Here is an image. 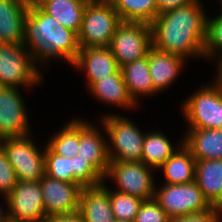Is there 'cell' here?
I'll use <instances>...</instances> for the list:
<instances>
[{"mask_svg":"<svg viewBox=\"0 0 222 222\" xmlns=\"http://www.w3.org/2000/svg\"><path fill=\"white\" fill-rule=\"evenodd\" d=\"M119 67L148 55L152 48V29L147 23L122 22L109 45Z\"/></svg>","mask_w":222,"mask_h":222,"instance_id":"ba28073f","label":"cell"},{"mask_svg":"<svg viewBox=\"0 0 222 222\" xmlns=\"http://www.w3.org/2000/svg\"><path fill=\"white\" fill-rule=\"evenodd\" d=\"M121 23L119 15L108 0L87 3L78 33L79 47H109Z\"/></svg>","mask_w":222,"mask_h":222,"instance_id":"3957f363","label":"cell"},{"mask_svg":"<svg viewBox=\"0 0 222 222\" xmlns=\"http://www.w3.org/2000/svg\"><path fill=\"white\" fill-rule=\"evenodd\" d=\"M28 7L22 0H0V44L24 43Z\"/></svg>","mask_w":222,"mask_h":222,"instance_id":"2e32d148","label":"cell"},{"mask_svg":"<svg viewBox=\"0 0 222 222\" xmlns=\"http://www.w3.org/2000/svg\"><path fill=\"white\" fill-rule=\"evenodd\" d=\"M104 178L87 162L76 155L74 157V183L82 187H95L103 183Z\"/></svg>","mask_w":222,"mask_h":222,"instance_id":"f546056e","label":"cell"},{"mask_svg":"<svg viewBox=\"0 0 222 222\" xmlns=\"http://www.w3.org/2000/svg\"><path fill=\"white\" fill-rule=\"evenodd\" d=\"M45 152V174L59 181L74 183V157L55 154L48 146Z\"/></svg>","mask_w":222,"mask_h":222,"instance_id":"83f0119b","label":"cell"},{"mask_svg":"<svg viewBox=\"0 0 222 222\" xmlns=\"http://www.w3.org/2000/svg\"><path fill=\"white\" fill-rule=\"evenodd\" d=\"M79 152L77 155L87 162L104 178L110 163L108 143L90 123L79 120Z\"/></svg>","mask_w":222,"mask_h":222,"instance_id":"9a60e30c","label":"cell"},{"mask_svg":"<svg viewBox=\"0 0 222 222\" xmlns=\"http://www.w3.org/2000/svg\"><path fill=\"white\" fill-rule=\"evenodd\" d=\"M169 217L154 199L144 200L134 222H169Z\"/></svg>","mask_w":222,"mask_h":222,"instance_id":"1f68e13d","label":"cell"},{"mask_svg":"<svg viewBox=\"0 0 222 222\" xmlns=\"http://www.w3.org/2000/svg\"><path fill=\"white\" fill-rule=\"evenodd\" d=\"M18 180L13 166L8 161L6 152L0 144V192L7 196L16 186Z\"/></svg>","mask_w":222,"mask_h":222,"instance_id":"d6a6232c","label":"cell"},{"mask_svg":"<svg viewBox=\"0 0 222 222\" xmlns=\"http://www.w3.org/2000/svg\"><path fill=\"white\" fill-rule=\"evenodd\" d=\"M218 76L222 79V60L220 61V64L218 66Z\"/></svg>","mask_w":222,"mask_h":222,"instance_id":"f35d334b","label":"cell"},{"mask_svg":"<svg viewBox=\"0 0 222 222\" xmlns=\"http://www.w3.org/2000/svg\"><path fill=\"white\" fill-rule=\"evenodd\" d=\"M129 96L136 103L137 94L154 93V85L149 72L148 55L120 67Z\"/></svg>","mask_w":222,"mask_h":222,"instance_id":"7402d4cb","label":"cell"},{"mask_svg":"<svg viewBox=\"0 0 222 222\" xmlns=\"http://www.w3.org/2000/svg\"><path fill=\"white\" fill-rule=\"evenodd\" d=\"M4 214H2L1 208H0V222H9V218L7 213L3 216Z\"/></svg>","mask_w":222,"mask_h":222,"instance_id":"74e56055","label":"cell"},{"mask_svg":"<svg viewBox=\"0 0 222 222\" xmlns=\"http://www.w3.org/2000/svg\"><path fill=\"white\" fill-rule=\"evenodd\" d=\"M45 215H72L78 212L82 186L59 181L46 174L39 180Z\"/></svg>","mask_w":222,"mask_h":222,"instance_id":"7c38bea8","label":"cell"},{"mask_svg":"<svg viewBox=\"0 0 222 222\" xmlns=\"http://www.w3.org/2000/svg\"><path fill=\"white\" fill-rule=\"evenodd\" d=\"M90 89L95 97L105 103H112V105L116 104L117 106L120 105L127 108H133L137 104L129 96L121 70L95 82Z\"/></svg>","mask_w":222,"mask_h":222,"instance_id":"cb8c5ba5","label":"cell"},{"mask_svg":"<svg viewBox=\"0 0 222 222\" xmlns=\"http://www.w3.org/2000/svg\"><path fill=\"white\" fill-rule=\"evenodd\" d=\"M154 199L169 218L200 213L212 206L194 181L186 184H165L155 190Z\"/></svg>","mask_w":222,"mask_h":222,"instance_id":"9c48e42d","label":"cell"},{"mask_svg":"<svg viewBox=\"0 0 222 222\" xmlns=\"http://www.w3.org/2000/svg\"><path fill=\"white\" fill-rule=\"evenodd\" d=\"M216 49L222 50V14L212 20L207 18L204 57L213 56L212 54L215 53L214 51H217Z\"/></svg>","mask_w":222,"mask_h":222,"instance_id":"4dcf8cb0","label":"cell"},{"mask_svg":"<svg viewBox=\"0 0 222 222\" xmlns=\"http://www.w3.org/2000/svg\"><path fill=\"white\" fill-rule=\"evenodd\" d=\"M111 208L115 219L134 221L144 200L118 191L108 189Z\"/></svg>","mask_w":222,"mask_h":222,"instance_id":"f1b7e54d","label":"cell"},{"mask_svg":"<svg viewBox=\"0 0 222 222\" xmlns=\"http://www.w3.org/2000/svg\"><path fill=\"white\" fill-rule=\"evenodd\" d=\"M175 152L160 168L164 171L166 184H186L195 181L196 159L181 143Z\"/></svg>","mask_w":222,"mask_h":222,"instance_id":"603a6c76","label":"cell"},{"mask_svg":"<svg viewBox=\"0 0 222 222\" xmlns=\"http://www.w3.org/2000/svg\"><path fill=\"white\" fill-rule=\"evenodd\" d=\"M197 0H157V15L175 8L195 3Z\"/></svg>","mask_w":222,"mask_h":222,"instance_id":"e575fe53","label":"cell"},{"mask_svg":"<svg viewBox=\"0 0 222 222\" xmlns=\"http://www.w3.org/2000/svg\"><path fill=\"white\" fill-rule=\"evenodd\" d=\"M38 6L62 26L78 34L87 2L83 0H44Z\"/></svg>","mask_w":222,"mask_h":222,"instance_id":"44dd1931","label":"cell"},{"mask_svg":"<svg viewBox=\"0 0 222 222\" xmlns=\"http://www.w3.org/2000/svg\"><path fill=\"white\" fill-rule=\"evenodd\" d=\"M102 123L111 139V146L115 149L108 144L110 162H142L145 135L139 128L130 120L118 115L104 116Z\"/></svg>","mask_w":222,"mask_h":222,"instance_id":"277c9868","label":"cell"},{"mask_svg":"<svg viewBox=\"0 0 222 222\" xmlns=\"http://www.w3.org/2000/svg\"><path fill=\"white\" fill-rule=\"evenodd\" d=\"M28 136L4 138L0 144L16 172L17 180L36 182L45 174V152L41 153Z\"/></svg>","mask_w":222,"mask_h":222,"instance_id":"52a82bcc","label":"cell"},{"mask_svg":"<svg viewBox=\"0 0 222 222\" xmlns=\"http://www.w3.org/2000/svg\"><path fill=\"white\" fill-rule=\"evenodd\" d=\"M25 107L17 88L0 86V140L30 135Z\"/></svg>","mask_w":222,"mask_h":222,"instance_id":"4fadbf2b","label":"cell"},{"mask_svg":"<svg viewBox=\"0 0 222 222\" xmlns=\"http://www.w3.org/2000/svg\"><path fill=\"white\" fill-rule=\"evenodd\" d=\"M197 0L157 15L150 24L152 47L158 51L185 57L204 56L207 15Z\"/></svg>","mask_w":222,"mask_h":222,"instance_id":"6da1fadb","label":"cell"},{"mask_svg":"<svg viewBox=\"0 0 222 222\" xmlns=\"http://www.w3.org/2000/svg\"><path fill=\"white\" fill-rule=\"evenodd\" d=\"M48 143V147L57 155L72 158L79 152V120L69 122Z\"/></svg>","mask_w":222,"mask_h":222,"instance_id":"4316f807","label":"cell"},{"mask_svg":"<svg viewBox=\"0 0 222 222\" xmlns=\"http://www.w3.org/2000/svg\"><path fill=\"white\" fill-rule=\"evenodd\" d=\"M17 44H0V86L14 87L39 83L41 74L34 65L37 59L26 47Z\"/></svg>","mask_w":222,"mask_h":222,"instance_id":"8992f818","label":"cell"},{"mask_svg":"<svg viewBox=\"0 0 222 222\" xmlns=\"http://www.w3.org/2000/svg\"><path fill=\"white\" fill-rule=\"evenodd\" d=\"M77 68H86L89 88L95 83L117 73L120 67L109 47L80 48L72 63Z\"/></svg>","mask_w":222,"mask_h":222,"instance_id":"5bb4252c","label":"cell"},{"mask_svg":"<svg viewBox=\"0 0 222 222\" xmlns=\"http://www.w3.org/2000/svg\"><path fill=\"white\" fill-rule=\"evenodd\" d=\"M175 152L169 139L164 134L156 131L145 134L142 162L146 166L160 168Z\"/></svg>","mask_w":222,"mask_h":222,"instance_id":"484cf974","label":"cell"},{"mask_svg":"<svg viewBox=\"0 0 222 222\" xmlns=\"http://www.w3.org/2000/svg\"><path fill=\"white\" fill-rule=\"evenodd\" d=\"M196 92L184 104L190 128L222 129V79Z\"/></svg>","mask_w":222,"mask_h":222,"instance_id":"5b68a950","label":"cell"},{"mask_svg":"<svg viewBox=\"0 0 222 222\" xmlns=\"http://www.w3.org/2000/svg\"><path fill=\"white\" fill-rule=\"evenodd\" d=\"M27 7L31 6H38L40 5L44 0H22Z\"/></svg>","mask_w":222,"mask_h":222,"instance_id":"8d00e7d4","label":"cell"},{"mask_svg":"<svg viewBox=\"0 0 222 222\" xmlns=\"http://www.w3.org/2000/svg\"><path fill=\"white\" fill-rule=\"evenodd\" d=\"M5 199L9 222H43L46 218L39 181H18Z\"/></svg>","mask_w":222,"mask_h":222,"instance_id":"30bf717a","label":"cell"},{"mask_svg":"<svg viewBox=\"0 0 222 222\" xmlns=\"http://www.w3.org/2000/svg\"><path fill=\"white\" fill-rule=\"evenodd\" d=\"M25 44H29L30 53L39 59L38 62L61 57L72 64L80 50L78 34L62 26L39 6L28 7L23 45L26 46Z\"/></svg>","mask_w":222,"mask_h":222,"instance_id":"7a4b0ae2","label":"cell"},{"mask_svg":"<svg viewBox=\"0 0 222 222\" xmlns=\"http://www.w3.org/2000/svg\"><path fill=\"white\" fill-rule=\"evenodd\" d=\"M83 1H85V2L89 3V2L96 1V0H83Z\"/></svg>","mask_w":222,"mask_h":222,"instance_id":"60d3db41","label":"cell"},{"mask_svg":"<svg viewBox=\"0 0 222 222\" xmlns=\"http://www.w3.org/2000/svg\"><path fill=\"white\" fill-rule=\"evenodd\" d=\"M151 172L143 162H110L104 178H114L119 186L118 192L150 200L156 190Z\"/></svg>","mask_w":222,"mask_h":222,"instance_id":"8fae6325","label":"cell"},{"mask_svg":"<svg viewBox=\"0 0 222 222\" xmlns=\"http://www.w3.org/2000/svg\"><path fill=\"white\" fill-rule=\"evenodd\" d=\"M114 222H134V221H130V220H118V219H116Z\"/></svg>","mask_w":222,"mask_h":222,"instance_id":"ab89813d","label":"cell"},{"mask_svg":"<svg viewBox=\"0 0 222 222\" xmlns=\"http://www.w3.org/2000/svg\"><path fill=\"white\" fill-rule=\"evenodd\" d=\"M195 182L210 205L222 210V159L196 160Z\"/></svg>","mask_w":222,"mask_h":222,"instance_id":"d6986e66","label":"cell"},{"mask_svg":"<svg viewBox=\"0 0 222 222\" xmlns=\"http://www.w3.org/2000/svg\"><path fill=\"white\" fill-rule=\"evenodd\" d=\"M43 222H84V220L81 215L77 212L72 215L47 216Z\"/></svg>","mask_w":222,"mask_h":222,"instance_id":"d590c367","label":"cell"},{"mask_svg":"<svg viewBox=\"0 0 222 222\" xmlns=\"http://www.w3.org/2000/svg\"><path fill=\"white\" fill-rule=\"evenodd\" d=\"M183 57L151 48L148 51L149 72L154 85V93L167 88L181 71Z\"/></svg>","mask_w":222,"mask_h":222,"instance_id":"ffe728a7","label":"cell"},{"mask_svg":"<svg viewBox=\"0 0 222 222\" xmlns=\"http://www.w3.org/2000/svg\"><path fill=\"white\" fill-rule=\"evenodd\" d=\"M189 129L181 142L196 160L222 159V129Z\"/></svg>","mask_w":222,"mask_h":222,"instance_id":"ac0fdd59","label":"cell"},{"mask_svg":"<svg viewBox=\"0 0 222 222\" xmlns=\"http://www.w3.org/2000/svg\"><path fill=\"white\" fill-rule=\"evenodd\" d=\"M78 213L84 222H114L109 193L102 183L95 187H83Z\"/></svg>","mask_w":222,"mask_h":222,"instance_id":"e0dca14e","label":"cell"},{"mask_svg":"<svg viewBox=\"0 0 222 222\" xmlns=\"http://www.w3.org/2000/svg\"><path fill=\"white\" fill-rule=\"evenodd\" d=\"M122 22L151 24L157 16V0H108Z\"/></svg>","mask_w":222,"mask_h":222,"instance_id":"d4e9b609","label":"cell"},{"mask_svg":"<svg viewBox=\"0 0 222 222\" xmlns=\"http://www.w3.org/2000/svg\"><path fill=\"white\" fill-rule=\"evenodd\" d=\"M222 210L212 206L210 209L179 217H172L169 222H219V216Z\"/></svg>","mask_w":222,"mask_h":222,"instance_id":"836d02e7","label":"cell"}]
</instances>
